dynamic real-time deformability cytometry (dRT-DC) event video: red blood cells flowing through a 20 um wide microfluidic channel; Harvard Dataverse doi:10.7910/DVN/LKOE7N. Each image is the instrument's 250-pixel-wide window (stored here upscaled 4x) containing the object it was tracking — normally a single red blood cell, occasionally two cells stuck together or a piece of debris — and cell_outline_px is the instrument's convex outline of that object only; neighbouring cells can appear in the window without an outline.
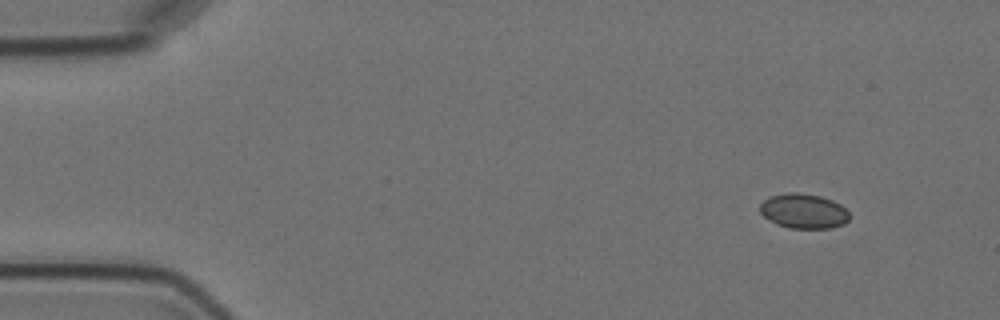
{"species": "Egyptian fruit bat (a non-hibernating species)", "species_latin": "Rousettus aegyptiacus", "temperature_condition": "cold", "stored_images_in_passage": 3, "camera_frame_rate_fps": 3000, "um_per_image_px": 0.085, "animal": {"sex": "female"}, "frame": {"image": 1, "passage_image": 1, "time_ms": 0.0, "image_size_px": [1000, 320], "cell_outline_px": [[848, 220], [844, 224], [832, 228], [788, 228], [776, 224], [764, 216], [760, 212], [760, 204], [768, 196], [788, 192], [796, 192], [820, 196], [832, 200], [840, 204], [848, 212]], "centroid_in_image_um": [68.29, 17.94], "position_along_channel_um": 16.7, "area_um2": 18.15}}
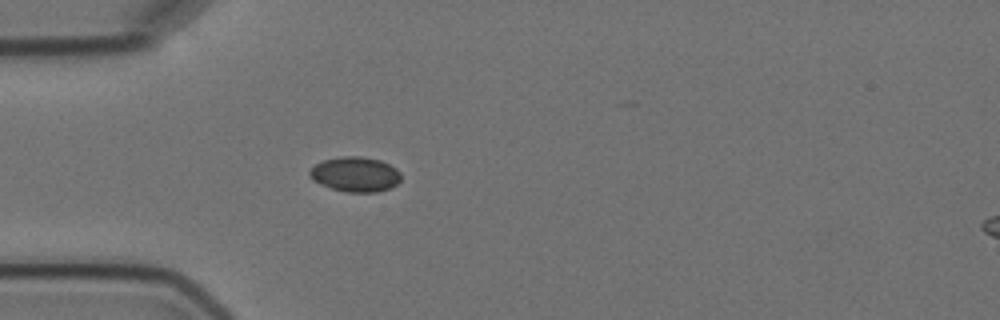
{"frame": {"image": 2, "passage_image": 3, "time_ms": 3.667, "image_size_px": [1000, 320], "cell_outline_px": [[400, 180], [392, 188], [376, 192], [344, 192], [320, 184], [312, 180], [308, 176], [308, 172], [316, 164], [324, 160], [340, 156], [360, 156], [380, 160], [396, 168], [400, 172]], "centroid_in_image_um": [30.19, 14.82], "position_along_channel_um": 54.8, "area_um2": 18.67}}